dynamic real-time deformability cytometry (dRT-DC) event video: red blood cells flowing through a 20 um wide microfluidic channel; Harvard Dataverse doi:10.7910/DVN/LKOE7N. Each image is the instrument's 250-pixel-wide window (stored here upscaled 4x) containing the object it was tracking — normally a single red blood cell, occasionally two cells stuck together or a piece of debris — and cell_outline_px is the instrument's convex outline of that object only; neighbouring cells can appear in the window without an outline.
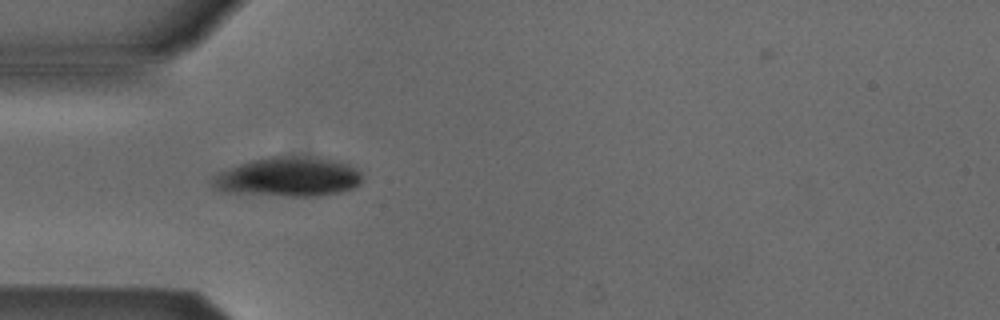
{"species": "Egyptian fruit bat (a non-hibernating species)", "species_latin": "Rousettus aegyptiacus", "temperature_condition": "cold", "stored_images_in_passage": 5, "camera_frame_rate_fps": 3000, "um_per_image_px": 0.085, "animal": {"sex": "male"}, "frame": {"image": 1, "passage_image": 5, "time_ms": 1.333, "image_size_px": [1000, 320], "cell_outline_px": [[360, 184], [352, 188], [340, 192], [320, 196], [288, 196], [220, 192], [208, 180], [216, 172], [252, 160], [268, 156], [320, 156], [336, 160], [348, 164], [356, 168], [360, 172]], "centroid_in_image_um": [24.46, 15.02], "position_along_channel_um": 60.5, "area_um2": 34.97}}